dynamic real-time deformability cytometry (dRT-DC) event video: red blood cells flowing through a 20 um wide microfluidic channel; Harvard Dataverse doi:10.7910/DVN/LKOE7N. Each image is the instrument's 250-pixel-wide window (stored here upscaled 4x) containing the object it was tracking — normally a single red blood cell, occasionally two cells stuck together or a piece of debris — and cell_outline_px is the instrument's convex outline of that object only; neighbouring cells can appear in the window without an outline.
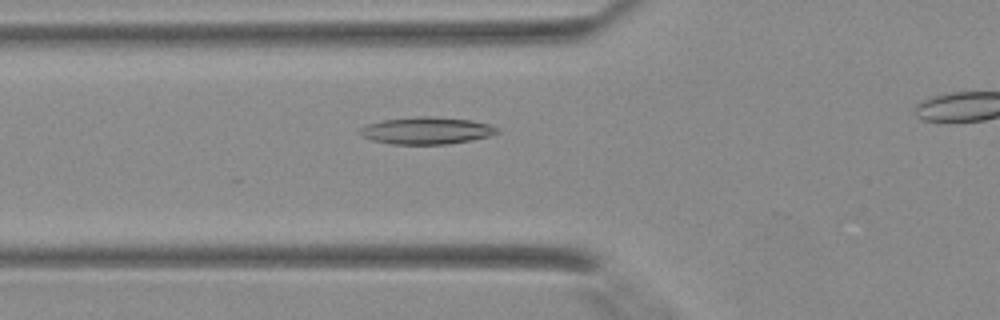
{"species": "Egyptian fruit bat (a non-hibernating species)", "species_latin": "Rousettus aegyptiacus", "temperature_condition": "warm", "stored_images_in_passage": 11, "camera_frame_rate_fps": 3000, "um_per_image_px": 0.085, "animal": {"sex": "female"}, "frame": {"image": 1, "passage_image": 7, "time_ms": 2.0, "image_size_px": [1000, 320], "cell_outline_px": [[500, 132], [488, 136], [472, 140], [448, 144], [392, 144], [372, 140], [364, 136], [360, 132], [360, 128], [368, 124], [384, 120], [416, 116], [432, 116], [468, 120], [492, 124], [500, 128]], "centroid_in_image_um": [36.32, 11.1], "position_along_channel_um": 89.5, "area_um2": 21.62}}
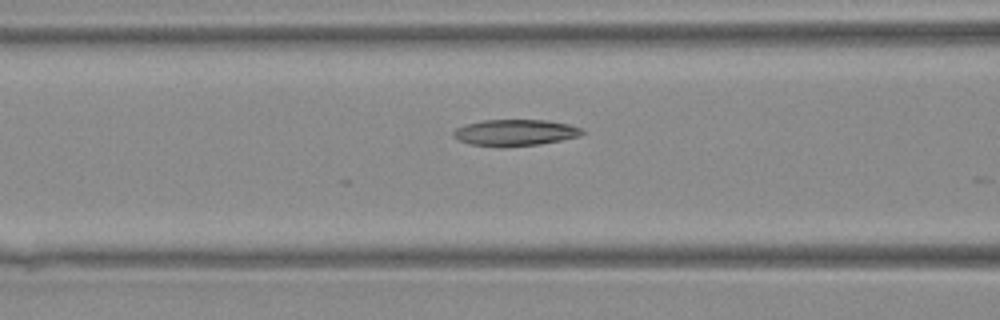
{"frame": {"image": 2, "passage_image": 9, "time_ms": 2.667, "image_size_px": [1000, 320], "cell_outline_px": [[584, 132], [580, 136], [540, 144], [504, 148], [500, 148], [468, 144], [452, 136], [452, 132], [456, 128], [464, 124], [480, 120], [548, 120], [568, 124], [580, 128]], "centroid_in_image_um": [43.72, 11.28], "position_along_channel_um": 122.9, "area_um2": 20.11}}